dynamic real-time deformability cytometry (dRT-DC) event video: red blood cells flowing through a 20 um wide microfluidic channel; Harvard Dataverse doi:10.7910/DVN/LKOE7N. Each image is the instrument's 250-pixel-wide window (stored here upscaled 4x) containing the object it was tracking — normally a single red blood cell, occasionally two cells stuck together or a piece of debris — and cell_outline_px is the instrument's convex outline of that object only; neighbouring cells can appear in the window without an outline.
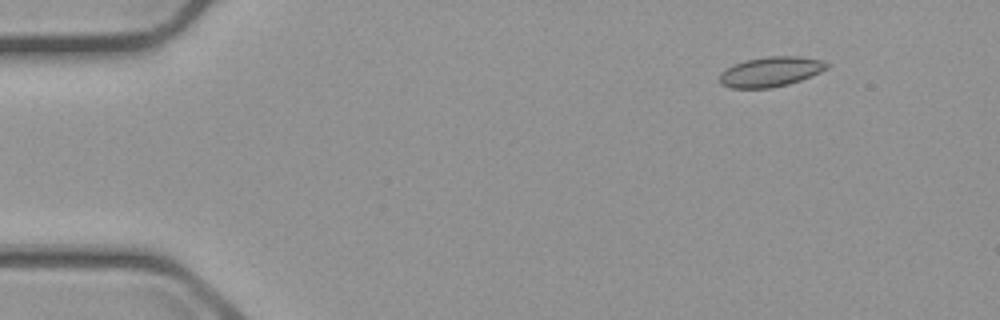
{"species": "common noctule bat (a hibernating species)", "species_latin": "Nyctalus noctula", "temperature_condition": "cold", "stored_images_in_passage": 4, "camera_frame_rate_fps": 3000, "um_per_image_px": 0.085, "animal": {"sex": "male", "body_mass_g": 23.1, "forearm_length_mm": 52.7}, "frame": {"image": 1, "passage_image": 2, "time_ms": 1.333, "image_size_px": [1000, 320], "cell_outline_px": [[832, 64], [828, 68], [812, 76], [788, 84], [772, 88], [732, 88], [720, 84], [720, 72], [732, 64], [744, 60], [768, 56], [800, 56], [820, 60]], "centroid_in_image_um": [65.5, 6.09], "position_along_channel_um": 19.5, "area_um2": 18.9}}